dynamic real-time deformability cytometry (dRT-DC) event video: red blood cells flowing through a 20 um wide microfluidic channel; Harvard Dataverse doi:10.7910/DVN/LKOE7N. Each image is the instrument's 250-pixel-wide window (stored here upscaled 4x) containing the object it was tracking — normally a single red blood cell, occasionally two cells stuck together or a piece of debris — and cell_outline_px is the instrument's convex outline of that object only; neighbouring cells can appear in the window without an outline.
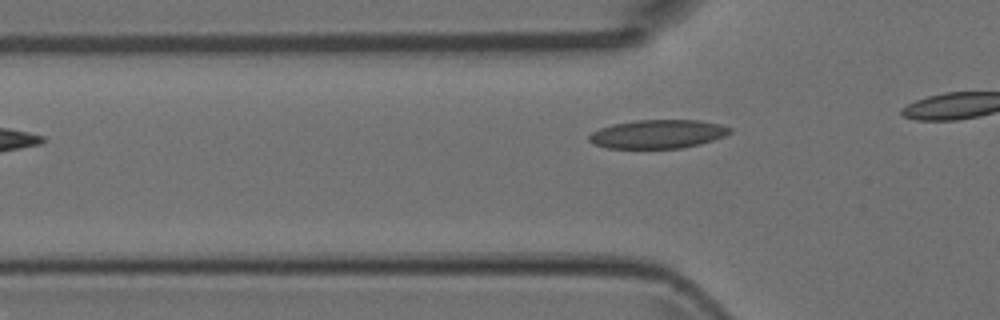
{"species": "Egyptian fruit bat (a non-hibernating species)", "species_latin": "Rousettus aegyptiacus", "temperature_condition": "room temperature", "stored_images_in_passage": 3, "camera_frame_rate_fps": 3000, "um_per_image_px": 0.085, "animal": {"sex": "female"}, "frame": {"image": 1, "passage_image": 3, "time_ms": 0.667, "image_size_px": [1000, 320], "cell_outline_px": [[732, 132], [724, 136], [700, 144], [680, 148], [608, 148], [596, 144], [588, 140], [588, 136], [592, 132], [600, 128], [612, 124], [636, 120], [700, 120], [720, 124], [732, 128]], "centroid_in_image_um": [55.93, 11.39], "position_along_channel_um": 69.9, "area_um2": 23.47}}